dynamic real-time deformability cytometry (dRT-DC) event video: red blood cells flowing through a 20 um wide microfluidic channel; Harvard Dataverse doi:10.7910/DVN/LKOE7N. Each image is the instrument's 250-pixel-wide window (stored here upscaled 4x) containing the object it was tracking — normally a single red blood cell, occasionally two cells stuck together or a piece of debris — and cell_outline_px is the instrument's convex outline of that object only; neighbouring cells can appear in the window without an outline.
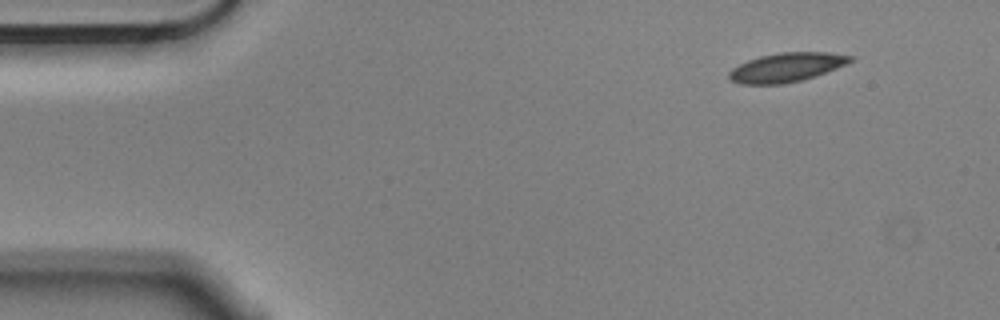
{"species": "Egyptian fruit bat (a non-hibernating species)", "species_latin": "Rousettus aegyptiacus", "temperature_condition": "cold", "stored_images_in_passage": 5, "camera_frame_rate_fps": 3000, "um_per_image_px": 0.085, "animal": {"sex": "male"}, "frame": {"image": 1, "passage_image": 1, "time_ms": 0.0, "image_size_px": [1000, 320], "cell_outline_px": [[852, 60], [836, 68], [816, 76], [800, 80], [780, 84], [740, 84], [732, 80], [728, 76], [728, 72], [732, 68], [748, 60], [760, 56], [780, 52], [828, 52], [852, 56]], "centroid_in_image_um": [66.82, 5.72], "position_along_channel_um": 18.2, "area_um2": 20.29}}
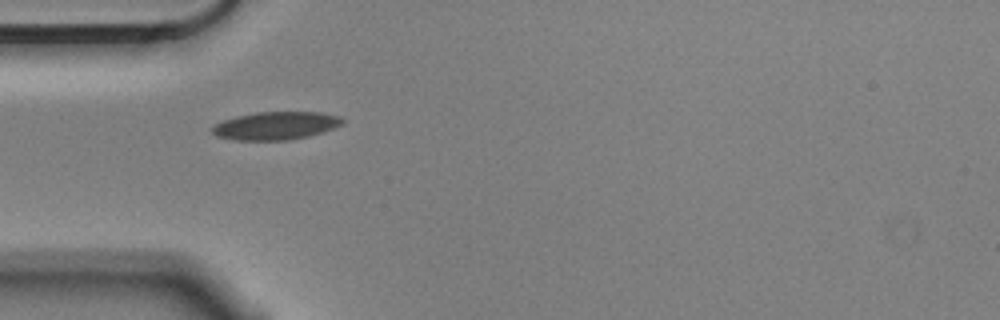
{"frame": {"image": 2, "passage_image": 4, "time_ms": 1.0, "image_size_px": [1000, 320], "cell_outline_px": [[344, 124], [324, 132], [308, 136], [288, 140], [236, 140], [216, 136], [212, 132], [212, 128], [216, 124], [224, 120], [236, 116], [256, 112], [320, 112], [340, 116], [344, 120]], "centroid_in_image_um": [23.48, 10.68], "position_along_channel_um": 61.5, "area_um2": 21.27}}
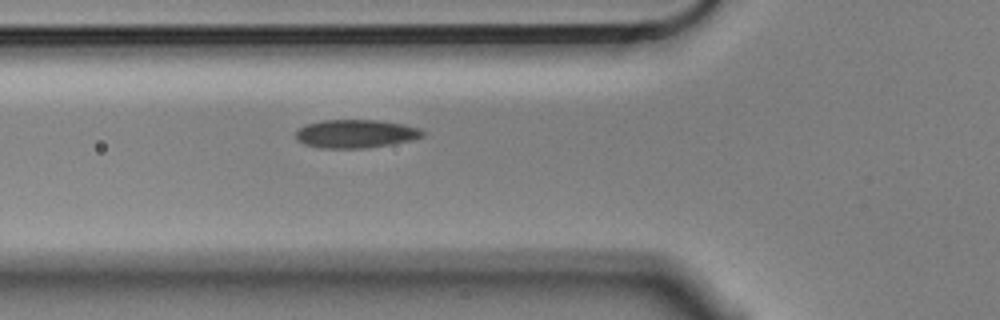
{"frame": {"image": 3, "passage_image": 5, "time_ms": 1.333, "image_size_px": [1000, 320], "cell_outline_px": [[424, 136], [412, 140], [392, 144], [368, 148], [320, 148], [304, 144], [296, 140], [296, 132], [304, 124], [324, 120], [376, 120], [404, 124], [420, 128], [424, 132]], "centroid_in_image_um": [30.24, 11.37], "position_along_channel_um": 95.6, "area_um2": 21.1}}